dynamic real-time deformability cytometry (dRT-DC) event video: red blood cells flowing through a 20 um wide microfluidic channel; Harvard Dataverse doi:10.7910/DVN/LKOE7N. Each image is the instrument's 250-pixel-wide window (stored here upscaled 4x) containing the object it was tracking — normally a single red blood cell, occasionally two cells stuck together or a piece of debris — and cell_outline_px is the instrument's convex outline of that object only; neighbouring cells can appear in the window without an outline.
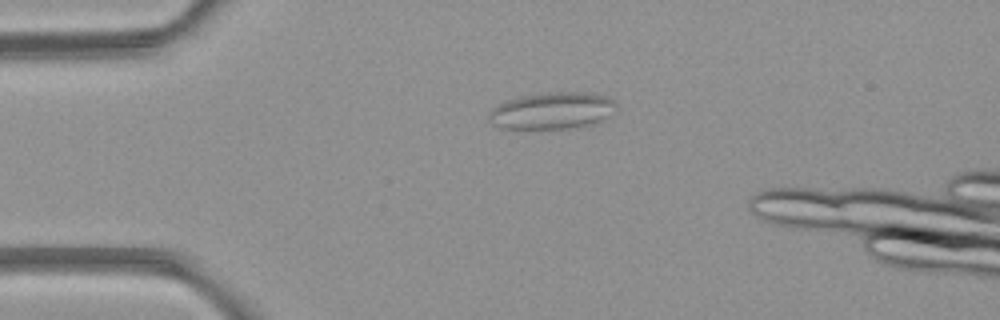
{"species": "common noctule bat (a hibernating species)", "species_latin": "Nyctalus noctula", "temperature_condition": "room temperature", "stored_images_in_passage": 4, "camera_frame_rate_fps": 3000, "um_per_image_px": 0.085, "animal": {"sex": "female", "body_mass_g": 21.9}, "frame": {"image": 1, "passage_image": 3, "time_ms": 2.0, "image_size_px": [1000, 320], "cell_outline_px": [[616, 108], [608, 116], [596, 124], [572, 128], [500, 128], [492, 124], [488, 120], [488, 112], [492, 108], [508, 100], [528, 96], [556, 92], [588, 92], [608, 96], [616, 100]], "centroid_in_image_um": [46.98, 9.42], "position_along_channel_um": 38.0, "area_um2": 27.22}}